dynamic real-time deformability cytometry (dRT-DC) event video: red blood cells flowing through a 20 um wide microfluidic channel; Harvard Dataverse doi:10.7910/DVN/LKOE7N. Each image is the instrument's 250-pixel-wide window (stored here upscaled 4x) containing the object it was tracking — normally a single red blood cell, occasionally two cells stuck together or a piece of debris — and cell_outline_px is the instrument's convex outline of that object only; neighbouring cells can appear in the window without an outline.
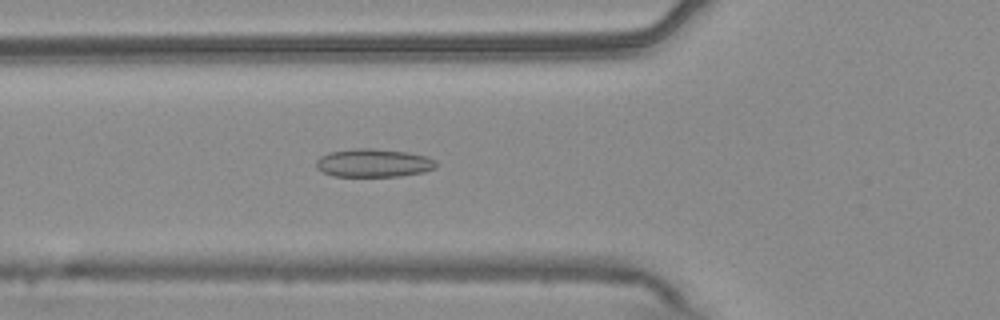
{"species": "common noctule bat (a hibernating species)", "species_latin": "Nyctalus noctula", "temperature_condition": "warm", "stored_images_in_passage": 55, "camera_frame_rate_fps": 3000, "um_per_image_px": 0.085, "animal": {"sex": "male", "body_mass_g": 20.4}, "frame": {"image": 1, "passage_image": 20, "time_ms": 6.333, "image_size_px": [1000, 320], "cell_outline_px": [[436, 168], [424, 172], [400, 176], [332, 176], [316, 168], [316, 160], [320, 156], [328, 152], [356, 148], [372, 148], [408, 152], [428, 156], [436, 160]], "centroid_in_image_um": [31.76, 13.84], "position_along_channel_um": 94.0, "area_um2": 19.94}}
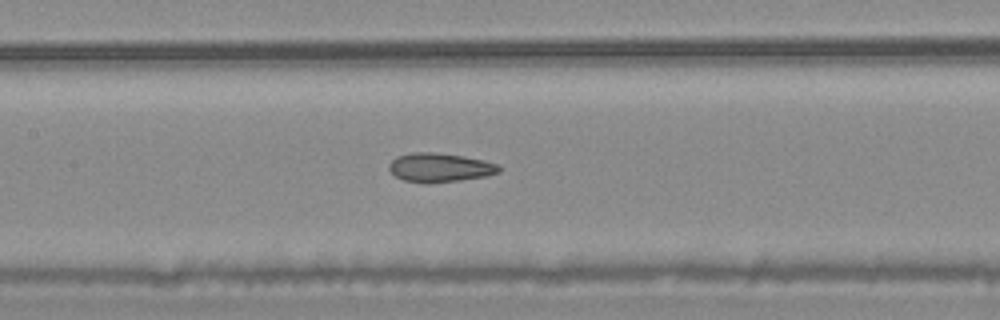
{"frame": {"image": 2, "passage_image": 26, "time_ms": 8.333, "image_size_px": [1000, 320], "cell_outline_px": [[500, 172], [484, 176], [460, 180], [404, 180], [396, 176], [388, 168], [388, 164], [396, 156], [412, 152], [432, 152], [464, 156], [484, 160], [500, 164]], "centroid_in_image_um": [37.41, 14.18], "position_along_channel_um": 170.0, "area_um2": 17.86}}
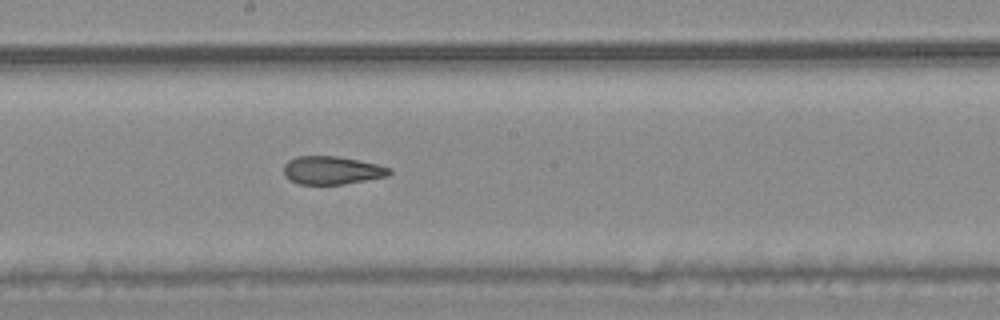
{"frame": {"image": 3, "passage_image": 30, "time_ms": 9.667, "image_size_px": [1000, 320], "cell_outline_px": [[392, 172], [388, 176], [344, 184], [300, 184], [284, 176], [284, 164], [288, 160], [296, 156], [336, 156], [376, 164], [392, 168]], "centroid_in_image_um": [28.21, 14.47], "position_along_channel_um": 220.0, "area_um2": 17.22}, "authors_computed_cell_mechanics": {"area_um2": 19.941, "velocity_mm_per_s": 3.7634, "shape_relaxation_time_tau1_ms": null, "shape_relaxation_time_tau2_ms": 1.7942, "deformation_change_tau1": null, "deformation_change_tau2": 0.0863}}